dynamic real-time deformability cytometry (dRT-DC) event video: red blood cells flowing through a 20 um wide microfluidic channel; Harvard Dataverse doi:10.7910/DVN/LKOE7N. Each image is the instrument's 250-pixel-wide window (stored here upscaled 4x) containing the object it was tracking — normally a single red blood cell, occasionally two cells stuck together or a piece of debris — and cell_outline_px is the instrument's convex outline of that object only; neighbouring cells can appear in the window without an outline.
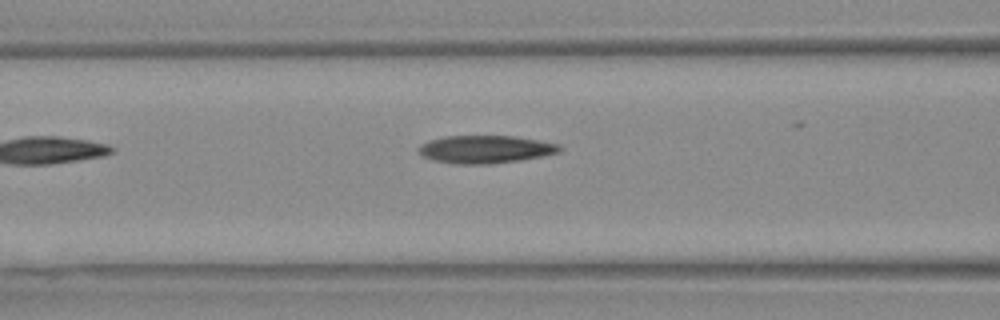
{"species": "Egyptian fruit bat (a non-hibernating species)", "species_latin": "Rousettus aegyptiacus", "temperature_condition": "warm", "stored_images_in_passage": 4, "camera_frame_rate_fps": 3000, "um_per_image_px": 0.085, "animal": {"sex": "female"}, "frame": {"image": 1, "passage_image": 4, "time_ms": 1.0, "image_size_px": [1000, 320], "cell_outline_px": [[564, 148], [560, 152], [544, 156], [520, 160], [488, 164], [456, 164], [436, 160], [424, 156], [416, 148], [420, 144], [432, 140], [448, 136], [512, 136], [560, 144]], "centroid_in_image_um": [41.31, 12.69], "position_along_channel_um": 125.3, "area_um2": 22.66}}